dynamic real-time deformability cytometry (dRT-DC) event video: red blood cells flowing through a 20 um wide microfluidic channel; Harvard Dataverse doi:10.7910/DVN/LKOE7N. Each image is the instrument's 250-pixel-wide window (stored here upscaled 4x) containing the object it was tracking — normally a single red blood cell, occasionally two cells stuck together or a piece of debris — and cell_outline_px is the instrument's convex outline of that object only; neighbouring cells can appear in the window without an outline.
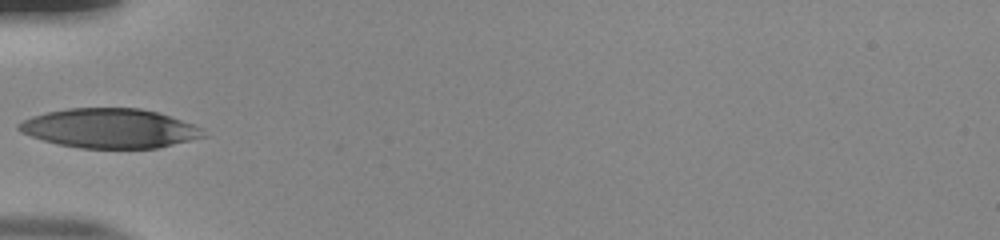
{"species": "human", "species_latin": "Homo sapiens", "temperature_condition": "room temperature", "stored_images_in_passage": 15, "camera_frame_rate_fps": 3000, "um_per_image_px": 0.085, "donor": {"sex": "male"}, "frame": {"image": 1, "passage_image": 1, "time_ms": 0.0, "image_size_px": [1000, 240], "cell_outline_px": [[208, 136], [160, 148], [80, 148], [60, 144], [44, 140], [20, 132], [16, 128], [16, 124], [32, 116], [48, 112], [68, 108], [140, 108], [160, 112], [192, 124], [200, 128]], "centroid_in_image_um": [9.35, 10.91], "position_along_channel_um": 75.7, "area_um2": 42.43}}
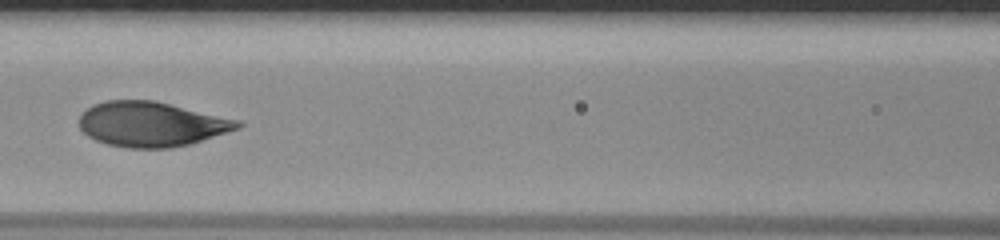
{"frame": {"image": 2, "passage_image": 7, "time_ms": 2.0, "image_size_px": [1000, 240], "cell_outline_px": [[244, 124], [240, 128], [188, 144], [172, 148], [128, 148], [108, 144], [96, 140], [88, 136], [80, 128], [80, 116], [92, 104], [104, 100], [152, 100], [240, 120]], "centroid_in_image_um": [12.86, 10.55], "position_along_channel_um": 153.7, "area_um2": 41.15}}